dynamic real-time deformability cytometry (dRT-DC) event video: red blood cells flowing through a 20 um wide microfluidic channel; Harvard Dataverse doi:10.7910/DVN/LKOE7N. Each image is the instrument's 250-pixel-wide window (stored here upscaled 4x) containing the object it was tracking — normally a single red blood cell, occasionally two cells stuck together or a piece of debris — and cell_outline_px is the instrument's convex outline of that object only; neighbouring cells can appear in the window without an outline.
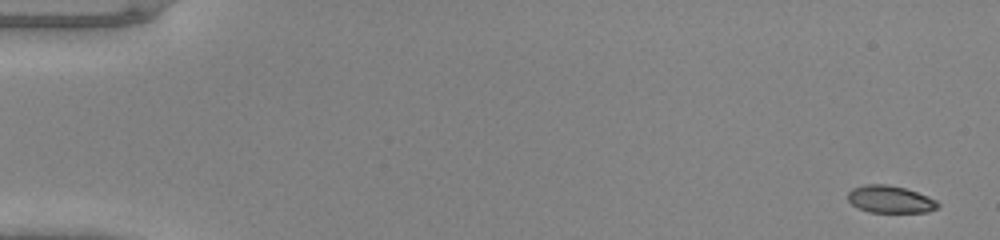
{"species": "common noctule bat (a hibernating species)", "species_latin": "Nyctalus noctula", "temperature_condition": "warm", "stored_images_in_passage": 48, "camera_frame_rate_fps": 3000, "um_per_image_px": 0.085, "animal": {"sex": "male", "body_mass_g": 20.0, "forearm_length_mm": 53.3}, "frame": {"image": 1, "passage_image": 1, "time_ms": 0.0, "image_size_px": [1000, 240], "cell_outline_px": [[940, 204], [936, 208], [928, 212], [868, 212], [852, 204], [848, 200], [848, 192], [852, 188], [864, 184], [888, 184], [904, 188], [928, 196], [936, 200]], "centroid_in_image_um": [75.65, 16.93], "position_along_channel_um": 9.3, "area_um2": 14.28}}
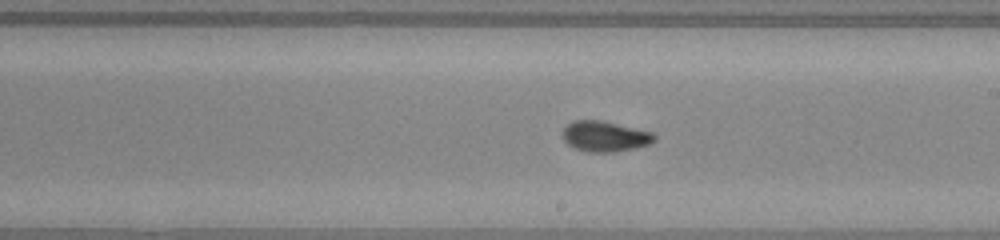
{"frame": {"image": 2, "passage_image": 28, "time_ms": 9.0, "image_size_px": [1000, 240], "cell_outline_px": [[656, 140], [648, 144], [636, 148], [616, 152], [584, 152], [572, 148], [560, 136], [560, 132], [572, 120], [600, 120], [652, 132], [656, 136]], "centroid_in_image_um": [51.36, 11.6], "position_along_channel_um": 237.6, "area_um2": 16.59}}
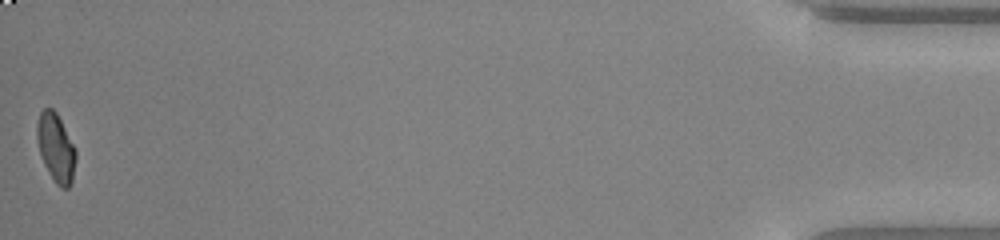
{"frame": {"image": 3, "passage_image": 48, "time_ms": 15.667, "image_size_px": [1000, 240], "cell_outline_px": [[76, 160], [72, 184], [68, 188], [60, 188], [56, 184], [48, 172], [44, 164], [36, 140], [36, 124], [40, 112], [44, 108], [52, 108], [56, 112], [76, 152]], "centroid_in_image_um": [4.73, 12.59], "position_along_channel_um": 430.5, "area_um2": 15.43}}